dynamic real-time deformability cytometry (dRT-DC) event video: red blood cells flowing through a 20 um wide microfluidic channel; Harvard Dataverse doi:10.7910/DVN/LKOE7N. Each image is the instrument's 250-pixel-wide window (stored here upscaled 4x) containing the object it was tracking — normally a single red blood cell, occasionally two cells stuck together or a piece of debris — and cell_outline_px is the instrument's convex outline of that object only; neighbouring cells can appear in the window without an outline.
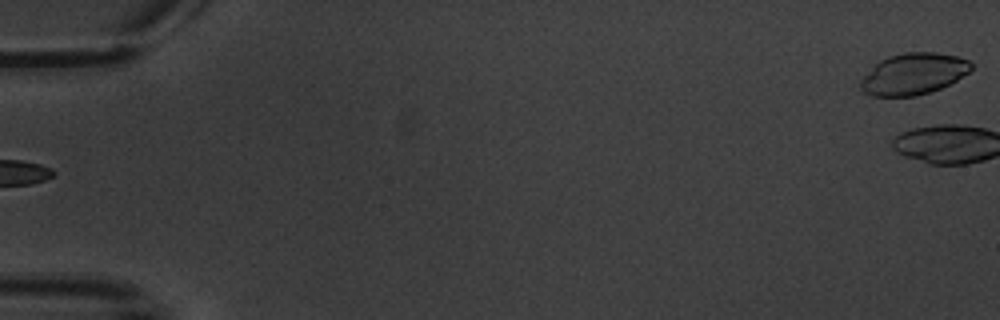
{"species": "common noctule bat (a hibernating species)", "species_latin": "Nyctalus noctula", "temperature_condition": "warm", "stored_images_in_passage": 5, "camera_frame_rate_fps": 3000, "um_per_image_px": 0.085, "animal": {"sex": "male", "body_mass_g": 20.1, "forearm_length_mm": 53.5}, "frame": {"image": 1, "passage_image": 1, "time_ms": 0.0, "image_size_px": [1000, 320], "cell_outline_px": [[972, 68], [968, 72], [956, 80], [940, 88], [916, 96], [872, 96], [864, 92], [860, 88], [860, 80], [880, 60], [888, 56], [904, 52], [936, 52], [956, 56], [968, 60], [972, 64]], "centroid_in_image_um": [77.63, 6.27], "position_along_channel_um": 7.4, "area_um2": 26.47}}